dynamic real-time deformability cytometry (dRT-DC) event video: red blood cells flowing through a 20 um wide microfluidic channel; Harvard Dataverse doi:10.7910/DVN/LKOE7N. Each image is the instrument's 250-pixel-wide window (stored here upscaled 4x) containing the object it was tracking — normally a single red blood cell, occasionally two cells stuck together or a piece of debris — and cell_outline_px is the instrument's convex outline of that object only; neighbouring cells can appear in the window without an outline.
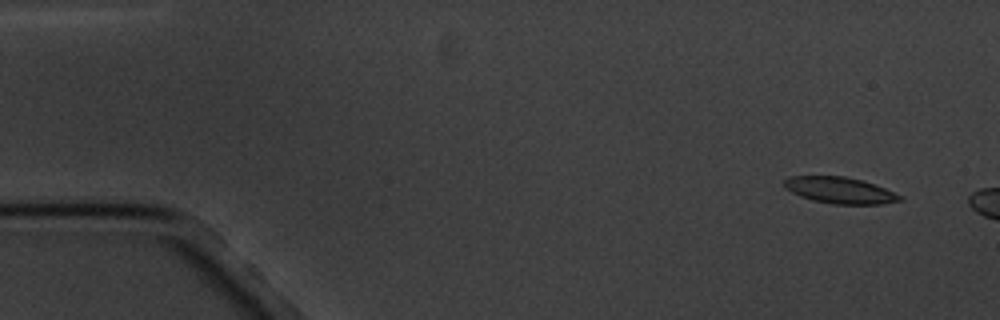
{"species": "common noctule bat (a hibernating species)", "species_latin": "Nyctalus noctula", "temperature_condition": "cold", "stored_images_in_passage": 3, "camera_frame_rate_fps": 3000, "um_per_image_px": 0.085, "animal": {"sex": "male", "body_mass_g": 20.1, "forearm_length_mm": 53.5}, "frame": {"image": 1, "passage_image": 1, "time_ms": 0.0, "image_size_px": [1000, 320], "cell_outline_px": [[904, 200], [880, 204], [832, 204], [812, 200], [800, 196], [784, 188], [784, 180], [788, 176], [844, 176], [864, 180], [904, 196]], "centroid_in_image_um": [71.4, 16.17], "position_along_channel_um": 13.6, "area_um2": 17.92}}